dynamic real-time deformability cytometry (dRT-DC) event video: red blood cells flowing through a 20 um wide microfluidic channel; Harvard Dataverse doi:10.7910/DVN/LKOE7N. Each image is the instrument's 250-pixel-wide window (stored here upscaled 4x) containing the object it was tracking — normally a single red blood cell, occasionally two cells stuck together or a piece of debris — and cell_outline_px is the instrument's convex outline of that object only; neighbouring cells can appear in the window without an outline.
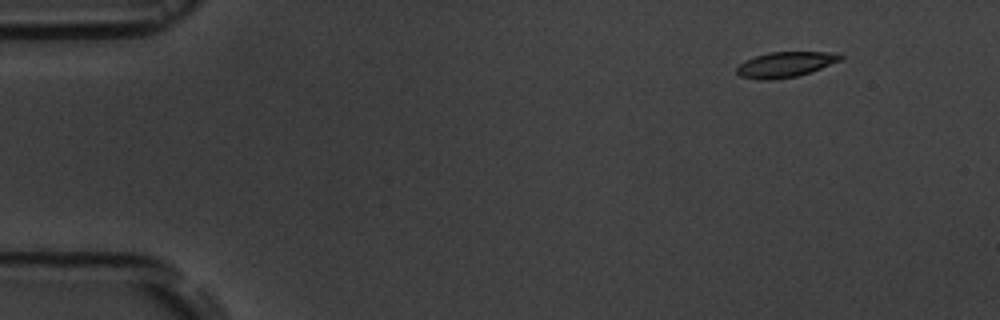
{"species": "common noctule bat (a hibernating species)", "species_latin": "Nyctalus noctula", "temperature_condition": "room temperature", "stored_images_in_passage": 6, "camera_frame_rate_fps": 3000, "um_per_image_px": 0.085, "animal": {"sex": "male", "body_mass_g": 19.5, "forearm_length_mm": 54.6}, "frame": {"image": 1, "passage_image": 2, "time_ms": 1.333, "image_size_px": [1000, 320], "cell_outline_px": [[844, 56], [840, 60], [812, 72], [796, 76], [772, 80], [760, 80], [740, 76], [736, 72], [736, 68], [744, 60], [768, 52], [832, 52]], "centroid_in_image_um": [66.73, 5.48], "position_along_channel_um": 18.3, "area_um2": 15.32}}
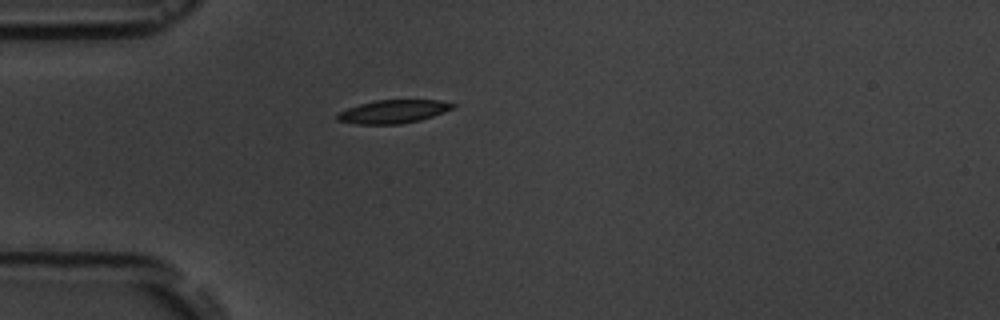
{"frame": {"image": 2, "passage_image": 5, "time_ms": 4.667, "image_size_px": [1000, 320], "cell_outline_px": [[456, 108], [420, 120], [400, 124], [356, 124], [336, 120], [336, 116], [340, 112], [348, 108], [360, 104], [376, 100], [440, 100], [456, 104]], "centroid_in_image_um": [33.45, 9.48], "position_along_channel_um": 51.5, "area_um2": 15.66}}